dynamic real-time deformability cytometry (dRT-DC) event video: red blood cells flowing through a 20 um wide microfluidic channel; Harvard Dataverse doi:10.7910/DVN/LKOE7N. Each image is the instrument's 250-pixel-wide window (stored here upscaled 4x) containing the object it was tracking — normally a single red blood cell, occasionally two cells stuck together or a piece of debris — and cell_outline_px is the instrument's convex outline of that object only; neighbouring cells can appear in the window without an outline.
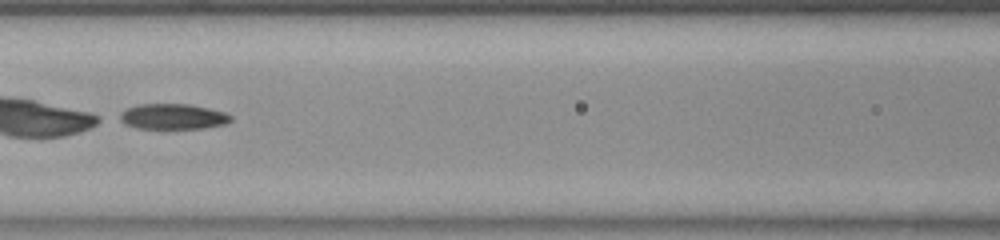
{"species": "common noctule bat (a hibernating species)", "species_latin": "Nyctalus noctula", "temperature_condition": "room temperature", "stored_images_in_passage": 36, "camera_frame_rate_fps": 3000, "um_per_image_px": 0.085, "animal": {"sex": "female", "body_mass_g": 23.0, "forearm_length_mm": 53.4}, "frame": {"image": 1, "passage_image": 12, "time_ms": 3.667, "image_size_px": [1000, 240], "cell_outline_px": [[232, 120], [224, 124], [204, 128], [136, 128], [124, 124], [116, 120], [112, 116], [136, 104], [192, 104], [224, 112], [232, 116]], "centroid_in_image_um": [14.59, 9.9], "position_along_channel_um": 152.0, "area_um2": 16.82}}
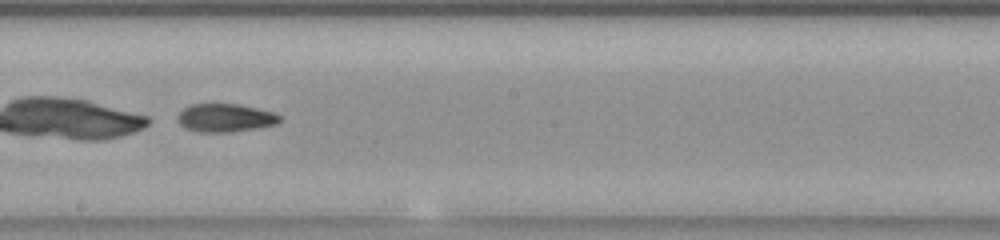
{"frame": {"image": 2, "passage_image": 18, "time_ms": 5.667, "image_size_px": [1000, 240], "cell_outline_px": [[280, 120], [276, 124], [256, 128], [232, 132], [196, 132], [184, 128], [176, 120], [176, 116], [184, 108], [192, 104], [240, 104], [276, 112], [280, 116]], "centroid_in_image_um": [19.13, 10.02], "position_along_channel_um": 229.1, "area_um2": 16.99}}
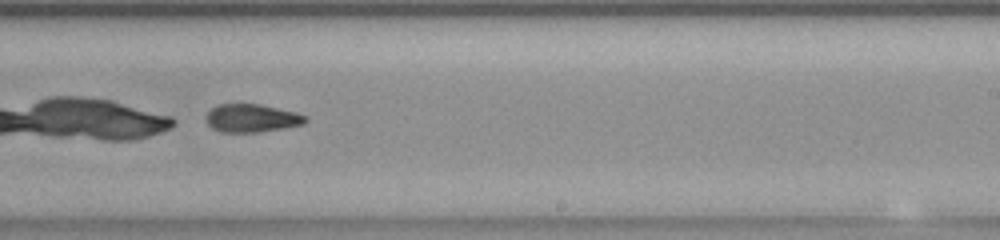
{"frame": {"image": 3, "passage_image": 21, "time_ms": 6.667, "image_size_px": [1000, 240], "cell_outline_px": [[308, 120], [304, 124], [284, 128], [260, 132], [220, 132], [212, 128], [208, 124], [204, 116], [216, 104], [260, 104], [296, 112], [308, 116]], "centroid_in_image_um": [21.4, 10.04], "position_along_channel_um": 267.6, "area_um2": 16.47}, "authors_computed_cell_mechanics": {"area_um2": 17.2822, "velocity_mm_per_s": 3.8614, "shape_relaxation_time_tau1_ms": 1.686, "shape_relaxation_time_tau2_ms": 9.737, "deformation_change_tau1": 0.3, "deformation_change_tau2": 0.2051}}